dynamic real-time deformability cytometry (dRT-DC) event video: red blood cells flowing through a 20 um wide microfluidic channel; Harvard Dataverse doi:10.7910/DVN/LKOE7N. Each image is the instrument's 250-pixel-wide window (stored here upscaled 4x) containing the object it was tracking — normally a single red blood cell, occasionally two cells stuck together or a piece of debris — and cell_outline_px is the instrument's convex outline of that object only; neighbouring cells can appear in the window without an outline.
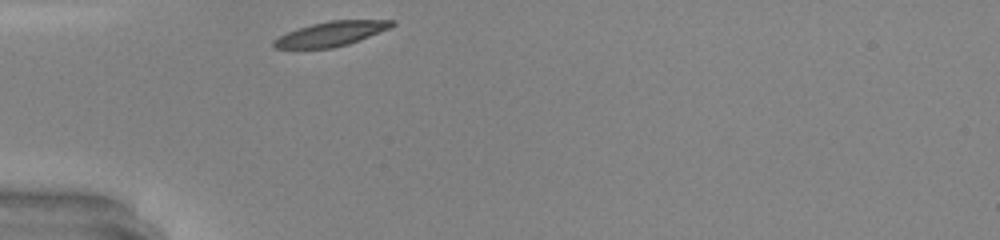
{"species": "common noctule bat (a hibernating species)", "species_latin": "Nyctalus noctula", "temperature_condition": "warm", "stored_images_in_passage": 25, "camera_frame_rate_fps": 3000, "um_per_image_px": 0.085, "animal": {"sex": "male", "body_mass_g": 20.0, "forearm_length_mm": 53.3}, "frame": {"image": 1, "passage_image": 1, "time_ms": 0.0, "image_size_px": [1000, 240], "cell_outline_px": [[396, 24], [388, 28], [348, 44], [332, 48], [276, 48], [272, 44], [280, 36], [288, 32], [312, 24], [332, 20], [396, 20]], "centroid_in_image_um": [28.17, 2.86], "position_along_channel_um": 56.8, "area_um2": 16.42}}
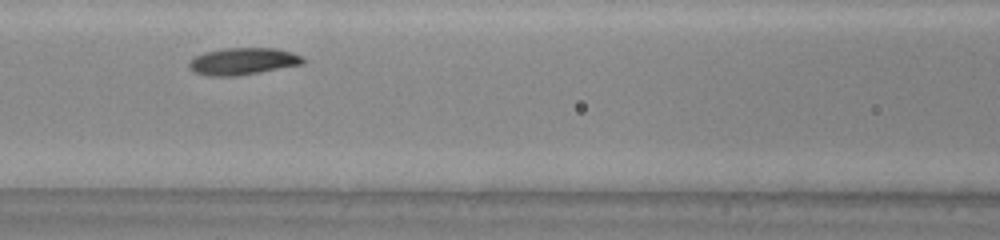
{"frame": {"image": 2, "passage_image": 8, "time_ms": 2.333, "image_size_px": [1000, 240], "cell_outline_px": [[304, 64], [236, 76], [208, 76], [196, 72], [188, 68], [188, 64], [196, 56], [208, 52], [224, 48], [276, 48], [292, 52], [300, 56], [304, 60]], "centroid_in_image_um": [20.66, 5.21], "position_along_channel_um": 145.9, "area_um2": 17.69}, "authors_computed_cell_mechanics": {"area_um2": 17.2822, "velocity_mm_per_s": 4.2424, "shape_relaxation_time_tau1_ms": 1.5372, "shape_relaxation_time_tau2_ms": null, "deformation_change_tau1": 0.0966, "deformation_change_tau2": null}}